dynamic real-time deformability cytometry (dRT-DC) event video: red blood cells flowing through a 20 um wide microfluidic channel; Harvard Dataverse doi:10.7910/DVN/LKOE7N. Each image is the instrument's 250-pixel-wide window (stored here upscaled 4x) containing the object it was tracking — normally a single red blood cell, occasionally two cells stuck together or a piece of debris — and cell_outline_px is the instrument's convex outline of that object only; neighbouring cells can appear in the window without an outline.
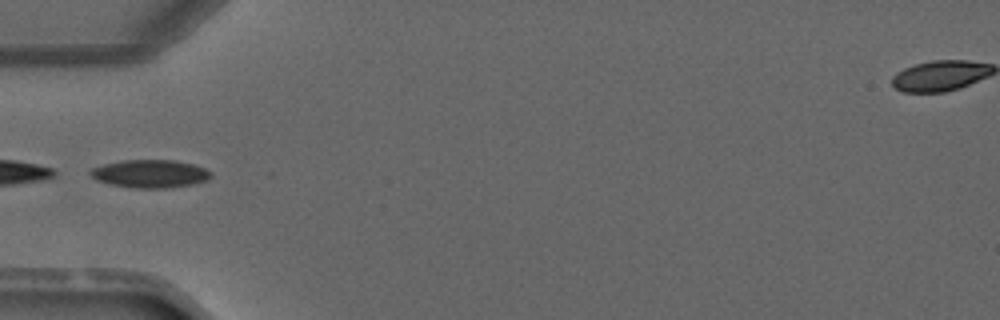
{"species": "common noctule bat (a hibernating species)", "species_latin": "Nyctalus noctula", "temperature_condition": "warm", "stored_images_in_passage": 1, "camera_frame_rate_fps": 3000, "um_per_image_px": 0.085, "animal": {"sex": "male", "forearm_length_mm": 52.5}, "frame": {"image": 1, "passage_image": 1, "time_ms": 0.0, "image_size_px": [1000, 320], "cell_outline_px": [[212, 176], [208, 180], [192, 184], [168, 188], [136, 188], [112, 184], [96, 180], [88, 172], [92, 168], [104, 164], [124, 160], [176, 160], [192, 164], [204, 168], [212, 172]], "centroid_in_image_um": [12.78, 14.76], "position_along_channel_um": 72.2, "area_um2": 19.59}}